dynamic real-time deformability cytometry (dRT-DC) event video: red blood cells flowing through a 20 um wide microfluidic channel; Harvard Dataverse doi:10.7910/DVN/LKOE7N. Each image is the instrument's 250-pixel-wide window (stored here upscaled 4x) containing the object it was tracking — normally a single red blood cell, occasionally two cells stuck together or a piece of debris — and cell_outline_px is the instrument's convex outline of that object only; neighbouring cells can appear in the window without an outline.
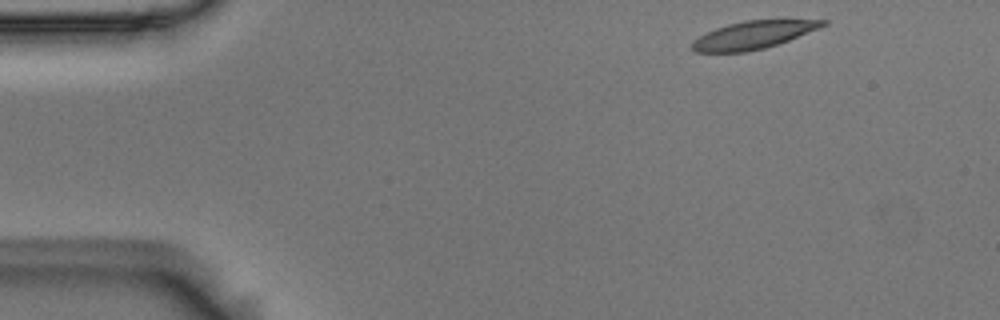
{"species": "Egyptian fruit bat (a non-hibernating species)", "species_latin": "Rousettus aegyptiacus", "temperature_condition": "room temperature", "stored_images_in_passage": 49, "camera_frame_rate_fps": 3000, "um_per_image_px": 0.085, "animal": {"sex": "male"}, "frame": {"image": 1, "passage_image": 1, "time_ms": 0.0, "image_size_px": [1000, 320], "cell_outline_px": [[828, 24], [788, 40], [764, 48], [748, 52], [696, 52], [692, 48], [692, 44], [700, 36], [716, 28], [728, 24], [744, 20], [828, 20]], "centroid_in_image_um": [64.03, 2.97], "position_along_channel_um": 21.0, "area_um2": 20.69}}
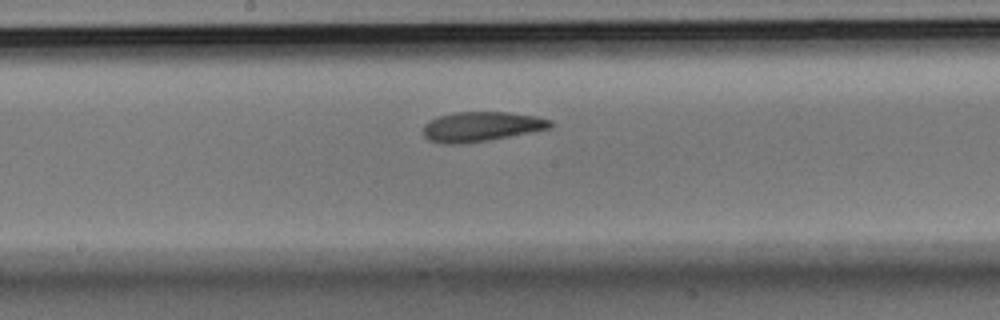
{"frame": {"image": 2, "passage_image": 23, "time_ms": 7.333, "image_size_px": [1000, 320], "cell_outline_px": [[552, 128], [488, 140], [464, 144], [444, 144], [428, 140], [424, 136], [424, 124], [440, 116], [456, 112], [508, 112], [536, 116], [552, 120]], "centroid_in_image_um": [40.92, 10.76], "position_along_channel_um": 207.3, "area_um2": 21.96}}
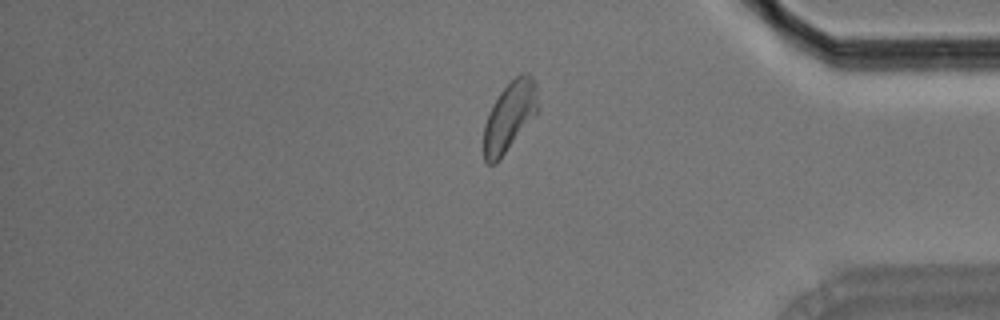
{"frame": {"image": 3, "passage_image": 40, "time_ms": 13.0, "image_size_px": [1000, 320], "cell_outline_px": [[540, 108], [496, 164], [488, 164], [484, 160], [484, 124], [488, 112], [492, 104], [500, 92], [516, 76], [524, 72], [528, 72], [532, 76], [536, 84]], "centroid_in_image_um": [43.32, 9.86], "position_along_channel_um": 391.9, "area_um2": 21.91}, "authors_computed_cell_mechanics": {"area_um2": 22.1952, "velocity_mm_per_s": 3.6775, "shape_relaxation_time_tau1_ms": 4.6528, "shape_relaxation_time_tau2_ms": 5.6415, "deformation_change_tau1": 0.1622, "deformation_change_tau2": 0.1372}}